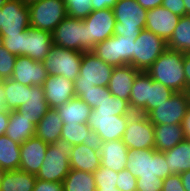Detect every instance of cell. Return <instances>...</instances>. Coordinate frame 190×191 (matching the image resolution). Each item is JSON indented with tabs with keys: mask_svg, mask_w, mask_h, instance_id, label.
Instances as JSON below:
<instances>
[{
	"mask_svg": "<svg viewBox=\"0 0 190 191\" xmlns=\"http://www.w3.org/2000/svg\"><path fill=\"white\" fill-rule=\"evenodd\" d=\"M96 191H121L113 187H96Z\"/></svg>",
	"mask_w": 190,
	"mask_h": 191,
	"instance_id": "57",
	"label": "cell"
},
{
	"mask_svg": "<svg viewBox=\"0 0 190 191\" xmlns=\"http://www.w3.org/2000/svg\"><path fill=\"white\" fill-rule=\"evenodd\" d=\"M92 52L109 65L113 67H119L116 35L97 43Z\"/></svg>",
	"mask_w": 190,
	"mask_h": 191,
	"instance_id": "36",
	"label": "cell"
},
{
	"mask_svg": "<svg viewBox=\"0 0 190 191\" xmlns=\"http://www.w3.org/2000/svg\"><path fill=\"white\" fill-rule=\"evenodd\" d=\"M122 141L129 150L154 149V124L147 115L133 113L128 119Z\"/></svg>",
	"mask_w": 190,
	"mask_h": 191,
	"instance_id": "11",
	"label": "cell"
},
{
	"mask_svg": "<svg viewBox=\"0 0 190 191\" xmlns=\"http://www.w3.org/2000/svg\"><path fill=\"white\" fill-rule=\"evenodd\" d=\"M63 122L56 109H49L38 121L35 128V137L53 144L60 139Z\"/></svg>",
	"mask_w": 190,
	"mask_h": 191,
	"instance_id": "25",
	"label": "cell"
},
{
	"mask_svg": "<svg viewBox=\"0 0 190 191\" xmlns=\"http://www.w3.org/2000/svg\"><path fill=\"white\" fill-rule=\"evenodd\" d=\"M66 3L67 16L84 19L92 11L91 0H64Z\"/></svg>",
	"mask_w": 190,
	"mask_h": 191,
	"instance_id": "41",
	"label": "cell"
},
{
	"mask_svg": "<svg viewBox=\"0 0 190 191\" xmlns=\"http://www.w3.org/2000/svg\"><path fill=\"white\" fill-rule=\"evenodd\" d=\"M189 107L188 92H175L169 99L151 110L147 117L153 124H181Z\"/></svg>",
	"mask_w": 190,
	"mask_h": 191,
	"instance_id": "12",
	"label": "cell"
},
{
	"mask_svg": "<svg viewBox=\"0 0 190 191\" xmlns=\"http://www.w3.org/2000/svg\"><path fill=\"white\" fill-rule=\"evenodd\" d=\"M183 68L186 77V92L190 90V53L183 55Z\"/></svg>",
	"mask_w": 190,
	"mask_h": 191,
	"instance_id": "51",
	"label": "cell"
},
{
	"mask_svg": "<svg viewBox=\"0 0 190 191\" xmlns=\"http://www.w3.org/2000/svg\"><path fill=\"white\" fill-rule=\"evenodd\" d=\"M49 109L48 103L45 100L43 86L33 85L28 86L27 100L17 111L36 126Z\"/></svg>",
	"mask_w": 190,
	"mask_h": 191,
	"instance_id": "23",
	"label": "cell"
},
{
	"mask_svg": "<svg viewBox=\"0 0 190 191\" xmlns=\"http://www.w3.org/2000/svg\"><path fill=\"white\" fill-rule=\"evenodd\" d=\"M181 126L184 131L185 139L190 140V107L186 111V114L182 120Z\"/></svg>",
	"mask_w": 190,
	"mask_h": 191,
	"instance_id": "52",
	"label": "cell"
},
{
	"mask_svg": "<svg viewBox=\"0 0 190 191\" xmlns=\"http://www.w3.org/2000/svg\"><path fill=\"white\" fill-rule=\"evenodd\" d=\"M36 126L17 110L9 111V123L5 135L18 144L35 136Z\"/></svg>",
	"mask_w": 190,
	"mask_h": 191,
	"instance_id": "26",
	"label": "cell"
},
{
	"mask_svg": "<svg viewBox=\"0 0 190 191\" xmlns=\"http://www.w3.org/2000/svg\"><path fill=\"white\" fill-rule=\"evenodd\" d=\"M180 17L162 6L147 10L145 29L150 30L166 43L172 37Z\"/></svg>",
	"mask_w": 190,
	"mask_h": 191,
	"instance_id": "17",
	"label": "cell"
},
{
	"mask_svg": "<svg viewBox=\"0 0 190 191\" xmlns=\"http://www.w3.org/2000/svg\"><path fill=\"white\" fill-rule=\"evenodd\" d=\"M83 52L53 45L42 61L48 75H62L74 81L79 76Z\"/></svg>",
	"mask_w": 190,
	"mask_h": 191,
	"instance_id": "7",
	"label": "cell"
},
{
	"mask_svg": "<svg viewBox=\"0 0 190 191\" xmlns=\"http://www.w3.org/2000/svg\"><path fill=\"white\" fill-rule=\"evenodd\" d=\"M25 38L24 55L42 62L53 46L52 33L30 26Z\"/></svg>",
	"mask_w": 190,
	"mask_h": 191,
	"instance_id": "20",
	"label": "cell"
},
{
	"mask_svg": "<svg viewBox=\"0 0 190 191\" xmlns=\"http://www.w3.org/2000/svg\"><path fill=\"white\" fill-rule=\"evenodd\" d=\"M53 45L75 50L92 52L87 43V33L83 19L67 16L52 32Z\"/></svg>",
	"mask_w": 190,
	"mask_h": 191,
	"instance_id": "5",
	"label": "cell"
},
{
	"mask_svg": "<svg viewBox=\"0 0 190 191\" xmlns=\"http://www.w3.org/2000/svg\"><path fill=\"white\" fill-rule=\"evenodd\" d=\"M1 13L0 36L21 34L30 27L28 5L21 0H7Z\"/></svg>",
	"mask_w": 190,
	"mask_h": 191,
	"instance_id": "13",
	"label": "cell"
},
{
	"mask_svg": "<svg viewBox=\"0 0 190 191\" xmlns=\"http://www.w3.org/2000/svg\"><path fill=\"white\" fill-rule=\"evenodd\" d=\"M118 0H91V6L93 11L101 9H113Z\"/></svg>",
	"mask_w": 190,
	"mask_h": 191,
	"instance_id": "50",
	"label": "cell"
},
{
	"mask_svg": "<svg viewBox=\"0 0 190 191\" xmlns=\"http://www.w3.org/2000/svg\"><path fill=\"white\" fill-rule=\"evenodd\" d=\"M7 111L6 107V95L3 86V80L0 79V112Z\"/></svg>",
	"mask_w": 190,
	"mask_h": 191,
	"instance_id": "55",
	"label": "cell"
},
{
	"mask_svg": "<svg viewBox=\"0 0 190 191\" xmlns=\"http://www.w3.org/2000/svg\"><path fill=\"white\" fill-rule=\"evenodd\" d=\"M48 74L41 61L28 56H17L11 79L26 86H43Z\"/></svg>",
	"mask_w": 190,
	"mask_h": 191,
	"instance_id": "15",
	"label": "cell"
},
{
	"mask_svg": "<svg viewBox=\"0 0 190 191\" xmlns=\"http://www.w3.org/2000/svg\"><path fill=\"white\" fill-rule=\"evenodd\" d=\"M33 191H64L60 182H48L36 179Z\"/></svg>",
	"mask_w": 190,
	"mask_h": 191,
	"instance_id": "49",
	"label": "cell"
},
{
	"mask_svg": "<svg viewBox=\"0 0 190 191\" xmlns=\"http://www.w3.org/2000/svg\"><path fill=\"white\" fill-rule=\"evenodd\" d=\"M117 189L121 191H136L137 178L127 169L118 172Z\"/></svg>",
	"mask_w": 190,
	"mask_h": 191,
	"instance_id": "45",
	"label": "cell"
},
{
	"mask_svg": "<svg viewBox=\"0 0 190 191\" xmlns=\"http://www.w3.org/2000/svg\"><path fill=\"white\" fill-rule=\"evenodd\" d=\"M72 147L63 139H57L53 144H48L43 164L36 178L48 182L62 183L70 171L69 156Z\"/></svg>",
	"mask_w": 190,
	"mask_h": 191,
	"instance_id": "3",
	"label": "cell"
},
{
	"mask_svg": "<svg viewBox=\"0 0 190 191\" xmlns=\"http://www.w3.org/2000/svg\"><path fill=\"white\" fill-rule=\"evenodd\" d=\"M7 2V0H0V8L3 7V5Z\"/></svg>",
	"mask_w": 190,
	"mask_h": 191,
	"instance_id": "61",
	"label": "cell"
},
{
	"mask_svg": "<svg viewBox=\"0 0 190 191\" xmlns=\"http://www.w3.org/2000/svg\"><path fill=\"white\" fill-rule=\"evenodd\" d=\"M60 139L72 146L79 144H98L94 132L87 123L63 124Z\"/></svg>",
	"mask_w": 190,
	"mask_h": 191,
	"instance_id": "31",
	"label": "cell"
},
{
	"mask_svg": "<svg viewBox=\"0 0 190 191\" xmlns=\"http://www.w3.org/2000/svg\"><path fill=\"white\" fill-rule=\"evenodd\" d=\"M101 156V166L119 172L125 169L129 149L122 139L97 142Z\"/></svg>",
	"mask_w": 190,
	"mask_h": 191,
	"instance_id": "21",
	"label": "cell"
},
{
	"mask_svg": "<svg viewBox=\"0 0 190 191\" xmlns=\"http://www.w3.org/2000/svg\"><path fill=\"white\" fill-rule=\"evenodd\" d=\"M170 50L190 53V15L180 17V20L167 42Z\"/></svg>",
	"mask_w": 190,
	"mask_h": 191,
	"instance_id": "33",
	"label": "cell"
},
{
	"mask_svg": "<svg viewBox=\"0 0 190 191\" xmlns=\"http://www.w3.org/2000/svg\"><path fill=\"white\" fill-rule=\"evenodd\" d=\"M92 111L115 113L116 116L133 114L128 101L120 99L114 95H106L105 98L98 103V106L92 109Z\"/></svg>",
	"mask_w": 190,
	"mask_h": 191,
	"instance_id": "38",
	"label": "cell"
},
{
	"mask_svg": "<svg viewBox=\"0 0 190 191\" xmlns=\"http://www.w3.org/2000/svg\"><path fill=\"white\" fill-rule=\"evenodd\" d=\"M1 8H0V29H1Z\"/></svg>",
	"mask_w": 190,
	"mask_h": 191,
	"instance_id": "63",
	"label": "cell"
},
{
	"mask_svg": "<svg viewBox=\"0 0 190 191\" xmlns=\"http://www.w3.org/2000/svg\"><path fill=\"white\" fill-rule=\"evenodd\" d=\"M2 46H4V45H3V39H2V37L0 36V48H1Z\"/></svg>",
	"mask_w": 190,
	"mask_h": 191,
	"instance_id": "62",
	"label": "cell"
},
{
	"mask_svg": "<svg viewBox=\"0 0 190 191\" xmlns=\"http://www.w3.org/2000/svg\"><path fill=\"white\" fill-rule=\"evenodd\" d=\"M25 5H29L31 3H34V2H37V1H40V0H21Z\"/></svg>",
	"mask_w": 190,
	"mask_h": 191,
	"instance_id": "60",
	"label": "cell"
},
{
	"mask_svg": "<svg viewBox=\"0 0 190 191\" xmlns=\"http://www.w3.org/2000/svg\"><path fill=\"white\" fill-rule=\"evenodd\" d=\"M70 169L94 173L101 166L98 144H79L72 147L69 156Z\"/></svg>",
	"mask_w": 190,
	"mask_h": 191,
	"instance_id": "19",
	"label": "cell"
},
{
	"mask_svg": "<svg viewBox=\"0 0 190 191\" xmlns=\"http://www.w3.org/2000/svg\"><path fill=\"white\" fill-rule=\"evenodd\" d=\"M161 6L179 17L185 16V4L183 0H163Z\"/></svg>",
	"mask_w": 190,
	"mask_h": 191,
	"instance_id": "48",
	"label": "cell"
},
{
	"mask_svg": "<svg viewBox=\"0 0 190 191\" xmlns=\"http://www.w3.org/2000/svg\"><path fill=\"white\" fill-rule=\"evenodd\" d=\"M9 123V111L0 112V136L5 135Z\"/></svg>",
	"mask_w": 190,
	"mask_h": 191,
	"instance_id": "54",
	"label": "cell"
},
{
	"mask_svg": "<svg viewBox=\"0 0 190 191\" xmlns=\"http://www.w3.org/2000/svg\"><path fill=\"white\" fill-rule=\"evenodd\" d=\"M112 10L116 19L114 35L137 38L145 29L147 10L136 0H118Z\"/></svg>",
	"mask_w": 190,
	"mask_h": 191,
	"instance_id": "4",
	"label": "cell"
},
{
	"mask_svg": "<svg viewBox=\"0 0 190 191\" xmlns=\"http://www.w3.org/2000/svg\"><path fill=\"white\" fill-rule=\"evenodd\" d=\"M130 116L91 111L87 124L94 132L96 142L118 140L123 138Z\"/></svg>",
	"mask_w": 190,
	"mask_h": 191,
	"instance_id": "10",
	"label": "cell"
},
{
	"mask_svg": "<svg viewBox=\"0 0 190 191\" xmlns=\"http://www.w3.org/2000/svg\"><path fill=\"white\" fill-rule=\"evenodd\" d=\"M0 166L6 171L19 170L20 144L6 135L0 136Z\"/></svg>",
	"mask_w": 190,
	"mask_h": 191,
	"instance_id": "32",
	"label": "cell"
},
{
	"mask_svg": "<svg viewBox=\"0 0 190 191\" xmlns=\"http://www.w3.org/2000/svg\"><path fill=\"white\" fill-rule=\"evenodd\" d=\"M163 153L171 175L190 171V140L185 139Z\"/></svg>",
	"mask_w": 190,
	"mask_h": 191,
	"instance_id": "28",
	"label": "cell"
},
{
	"mask_svg": "<svg viewBox=\"0 0 190 191\" xmlns=\"http://www.w3.org/2000/svg\"><path fill=\"white\" fill-rule=\"evenodd\" d=\"M48 143L32 137L20 145L19 170L37 175L43 164Z\"/></svg>",
	"mask_w": 190,
	"mask_h": 191,
	"instance_id": "18",
	"label": "cell"
},
{
	"mask_svg": "<svg viewBox=\"0 0 190 191\" xmlns=\"http://www.w3.org/2000/svg\"><path fill=\"white\" fill-rule=\"evenodd\" d=\"M155 150L164 152L185 140L181 124H154Z\"/></svg>",
	"mask_w": 190,
	"mask_h": 191,
	"instance_id": "24",
	"label": "cell"
},
{
	"mask_svg": "<svg viewBox=\"0 0 190 191\" xmlns=\"http://www.w3.org/2000/svg\"><path fill=\"white\" fill-rule=\"evenodd\" d=\"M139 72L132 65L114 67L107 86L111 95L129 102L131 88Z\"/></svg>",
	"mask_w": 190,
	"mask_h": 191,
	"instance_id": "22",
	"label": "cell"
},
{
	"mask_svg": "<svg viewBox=\"0 0 190 191\" xmlns=\"http://www.w3.org/2000/svg\"><path fill=\"white\" fill-rule=\"evenodd\" d=\"M3 86L8 111L17 110L26 102L28 97V86L22 85L11 78L3 80Z\"/></svg>",
	"mask_w": 190,
	"mask_h": 191,
	"instance_id": "35",
	"label": "cell"
},
{
	"mask_svg": "<svg viewBox=\"0 0 190 191\" xmlns=\"http://www.w3.org/2000/svg\"><path fill=\"white\" fill-rule=\"evenodd\" d=\"M148 93L149 75L145 71H140L135 77L128 102L133 113H141L146 115Z\"/></svg>",
	"mask_w": 190,
	"mask_h": 191,
	"instance_id": "29",
	"label": "cell"
},
{
	"mask_svg": "<svg viewBox=\"0 0 190 191\" xmlns=\"http://www.w3.org/2000/svg\"><path fill=\"white\" fill-rule=\"evenodd\" d=\"M75 96L85 101L92 109L98 106L106 95H111L107 86H92L89 89H74Z\"/></svg>",
	"mask_w": 190,
	"mask_h": 191,
	"instance_id": "39",
	"label": "cell"
},
{
	"mask_svg": "<svg viewBox=\"0 0 190 191\" xmlns=\"http://www.w3.org/2000/svg\"><path fill=\"white\" fill-rule=\"evenodd\" d=\"M129 170L136 178L165 179L170 174L163 152L155 149H132L127 152Z\"/></svg>",
	"mask_w": 190,
	"mask_h": 191,
	"instance_id": "2",
	"label": "cell"
},
{
	"mask_svg": "<svg viewBox=\"0 0 190 191\" xmlns=\"http://www.w3.org/2000/svg\"><path fill=\"white\" fill-rule=\"evenodd\" d=\"M180 178L185 191H190V171L188 170L180 173Z\"/></svg>",
	"mask_w": 190,
	"mask_h": 191,
	"instance_id": "56",
	"label": "cell"
},
{
	"mask_svg": "<svg viewBox=\"0 0 190 191\" xmlns=\"http://www.w3.org/2000/svg\"><path fill=\"white\" fill-rule=\"evenodd\" d=\"M113 68L93 52H83L79 76L73 81L74 89L108 86Z\"/></svg>",
	"mask_w": 190,
	"mask_h": 191,
	"instance_id": "6",
	"label": "cell"
},
{
	"mask_svg": "<svg viewBox=\"0 0 190 191\" xmlns=\"http://www.w3.org/2000/svg\"><path fill=\"white\" fill-rule=\"evenodd\" d=\"M184 53L166 49L146 70L147 74L174 92H186V77L183 68Z\"/></svg>",
	"mask_w": 190,
	"mask_h": 191,
	"instance_id": "1",
	"label": "cell"
},
{
	"mask_svg": "<svg viewBox=\"0 0 190 191\" xmlns=\"http://www.w3.org/2000/svg\"><path fill=\"white\" fill-rule=\"evenodd\" d=\"M56 110L63 124H76L88 123L92 108L85 101L75 96Z\"/></svg>",
	"mask_w": 190,
	"mask_h": 191,
	"instance_id": "27",
	"label": "cell"
},
{
	"mask_svg": "<svg viewBox=\"0 0 190 191\" xmlns=\"http://www.w3.org/2000/svg\"><path fill=\"white\" fill-rule=\"evenodd\" d=\"M96 187L117 188L118 172L100 166L94 173Z\"/></svg>",
	"mask_w": 190,
	"mask_h": 191,
	"instance_id": "42",
	"label": "cell"
},
{
	"mask_svg": "<svg viewBox=\"0 0 190 191\" xmlns=\"http://www.w3.org/2000/svg\"><path fill=\"white\" fill-rule=\"evenodd\" d=\"M3 45L8 52L15 56H24L25 31L21 34L1 36Z\"/></svg>",
	"mask_w": 190,
	"mask_h": 191,
	"instance_id": "43",
	"label": "cell"
},
{
	"mask_svg": "<svg viewBox=\"0 0 190 191\" xmlns=\"http://www.w3.org/2000/svg\"><path fill=\"white\" fill-rule=\"evenodd\" d=\"M136 38L124 37L122 35H116L118 56H119V67L124 65L133 66V47Z\"/></svg>",
	"mask_w": 190,
	"mask_h": 191,
	"instance_id": "40",
	"label": "cell"
},
{
	"mask_svg": "<svg viewBox=\"0 0 190 191\" xmlns=\"http://www.w3.org/2000/svg\"><path fill=\"white\" fill-rule=\"evenodd\" d=\"M163 180L160 178H137L136 191H162Z\"/></svg>",
	"mask_w": 190,
	"mask_h": 191,
	"instance_id": "46",
	"label": "cell"
},
{
	"mask_svg": "<svg viewBox=\"0 0 190 191\" xmlns=\"http://www.w3.org/2000/svg\"><path fill=\"white\" fill-rule=\"evenodd\" d=\"M174 93L175 92L172 89L154 81L149 76V93L146 102V115L155 107L169 99Z\"/></svg>",
	"mask_w": 190,
	"mask_h": 191,
	"instance_id": "37",
	"label": "cell"
},
{
	"mask_svg": "<svg viewBox=\"0 0 190 191\" xmlns=\"http://www.w3.org/2000/svg\"><path fill=\"white\" fill-rule=\"evenodd\" d=\"M162 191H185L180 174L169 175L163 180Z\"/></svg>",
	"mask_w": 190,
	"mask_h": 191,
	"instance_id": "47",
	"label": "cell"
},
{
	"mask_svg": "<svg viewBox=\"0 0 190 191\" xmlns=\"http://www.w3.org/2000/svg\"><path fill=\"white\" fill-rule=\"evenodd\" d=\"M185 4V15H190V0H183Z\"/></svg>",
	"mask_w": 190,
	"mask_h": 191,
	"instance_id": "58",
	"label": "cell"
},
{
	"mask_svg": "<svg viewBox=\"0 0 190 191\" xmlns=\"http://www.w3.org/2000/svg\"><path fill=\"white\" fill-rule=\"evenodd\" d=\"M36 176L21 170L6 171L0 191H33Z\"/></svg>",
	"mask_w": 190,
	"mask_h": 191,
	"instance_id": "30",
	"label": "cell"
},
{
	"mask_svg": "<svg viewBox=\"0 0 190 191\" xmlns=\"http://www.w3.org/2000/svg\"><path fill=\"white\" fill-rule=\"evenodd\" d=\"M43 89L45 100L51 109H57L71 98L75 97L73 81L62 75H48L43 83Z\"/></svg>",
	"mask_w": 190,
	"mask_h": 191,
	"instance_id": "16",
	"label": "cell"
},
{
	"mask_svg": "<svg viewBox=\"0 0 190 191\" xmlns=\"http://www.w3.org/2000/svg\"><path fill=\"white\" fill-rule=\"evenodd\" d=\"M167 49V43L147 29H142L133 47V67L145 71Z\"/></svg>",
	"mask_w": 190,
	"mask_h": 191,
	"instance_id": "9",
	"label": "cell"
},
{
	"mask_svg": "<svg viewBox=\"0 0 190 191\" xmlns=\"http://www.w3.org/2000/svg\"><path fill=\"white\" fill-rule=\"evenodd\" d=\"M138 4L146 10H151L153 8L162 5L163 0H136Z\"/></svg>",
	"mask_w": 190,
	"mask_h": 191,
	"instance_id": "53",
	"label": "cell"
},
{
	"mask_svg": "<svg viewBox=\"0 0 190 191\" xmlns=\"http://www.w3.org/2000/svg\"><path fill=\"white\" fill-rule=\"evenodd\" d=\"M64 191H96L93 173L70 169L62 182Z\"/></svg>",
	"mask_w": 190,
	"mask_h": 191,
	"instance_id": "34",
	"label": "cell"
},
{
	"mask_svg": "<svg viewBox=\"0 0 190 191\" xmlns=\"http://www.w3.org/2000/svg\"><path fill=\"white\" fill-rule=\"evenodd\" d=\"M5 173H6V170L0 168V184H1L2 180H3V177H4Z\"/></svg>",
	"mask_w": 190,
	"mask_h": 191,
	"instance_id": "59",
	"label": "cell"
},
{
	"mask_svg": "<svg viewBox=\"0 0 190 191\" xmlns=\"http://www.w3.org/2000/svg\"><path fill=\"white\" fill-rule=\"evenodd\" d=\"M30 26L50 33L67 17L64 0H40L28 5Z\"/></svg>",
	"mask_w": 190,
	"mask_h": 191,
	"instance_id": "8",
	"label": "cell"
},
{
	"mask_svg": "<svg viewBox=\"0 0 190 191\" xmlns=\"http://www.w3.org/2000/svg\"><path fill=\"white\" fill-rule=\"evenodd\" d=\"M17 56L11 54L4 46L0 48V79H10Z\"/></svg>",
	"mask_w": 190,
	"mask_h": 191,
	"instance_id": "44",
	"label": "cell"
},
{
	"mask_svg": "<svg viewBox=\"0 0 190 191\" xmlns=\"http://www.w3.org/2000/svg\"><path fill=\"white\" fill-rule=\"evenodd\" d=\"M83 21L87 33V43L92 48L114 35L116 19L112 9L92 11Z\"/></svg>",
	"mask_w": 190,
	"mask_h": 191,
	"instance_id": "14",
	"label": "cell"
}]
</instances>
